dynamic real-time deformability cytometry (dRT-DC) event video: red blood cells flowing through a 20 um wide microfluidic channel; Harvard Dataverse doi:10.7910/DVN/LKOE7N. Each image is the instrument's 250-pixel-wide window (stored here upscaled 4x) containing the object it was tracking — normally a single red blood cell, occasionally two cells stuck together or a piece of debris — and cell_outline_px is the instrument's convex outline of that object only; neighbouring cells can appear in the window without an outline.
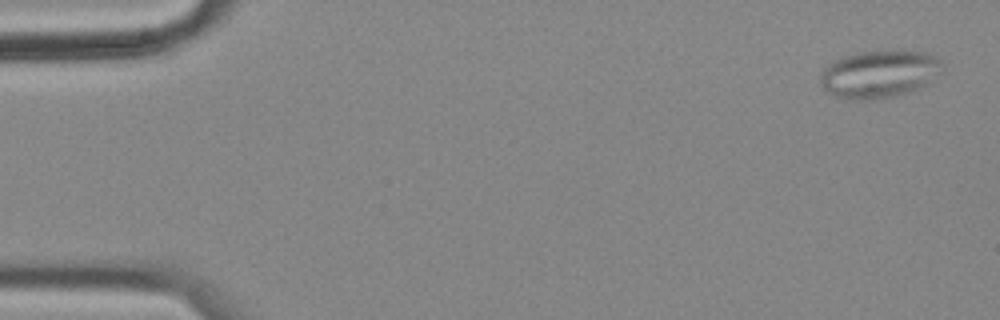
{"species": "common noctule bat (a hibernating species)", "species_latin": "Nyctalus noctula", "temperature_condition": "cold", "stored_images_in_passage": 56, "camera_frame_rate_fps": 3000, "um_per_image_px": 0.085, "animal": {"sex": "female", "body_mass_g": 18.4}, "frame": {"image": 1, "passage_image": 2, "time_ms": 0.333, "image_size_px": [1000, 320], "cell_outline_px": [[944, 68], [940, 72], [920, 88], [908, 92], [892, 96], [864, 100], [856, 100], [836, 96], [828, 92], [820, 84], [820, 72], [828, 64], [844, 56], [856, 52], [928, 52], [936, 56], [944, 64]], "centroid_in_image_um": [74.72, 6.3], "position_along_channel_um": 10.3, "area_um2": 33.35}}
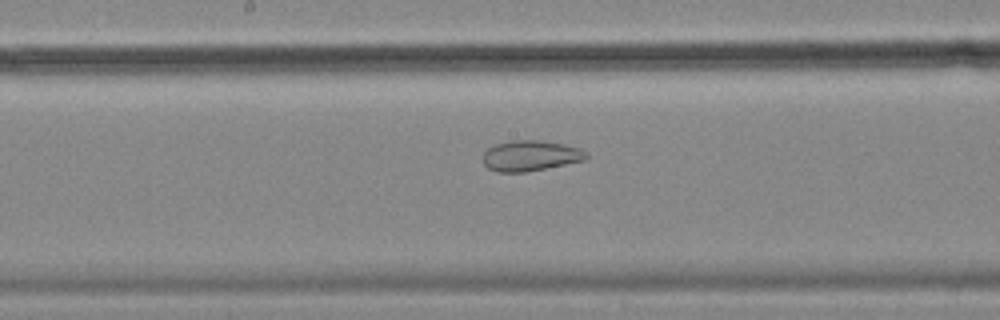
{"frame": {"image": 2, "passage_image": 29, "time_ms": 9.333, "image_size_px": [1000, 320], "cell_outline_px": [[588, 156], [584, 160], [524, 172], [496, 172], [488, 168], [484, 164], [484, 152], [488, 148], [496, 144], [512, 140], [540, 140], [564, 144], [580, 148], [588, 152]], "centroid_in_image_um": [45.09, 13.23], "position_along_channel_um": 203.1, "area_um2": 18.26}}
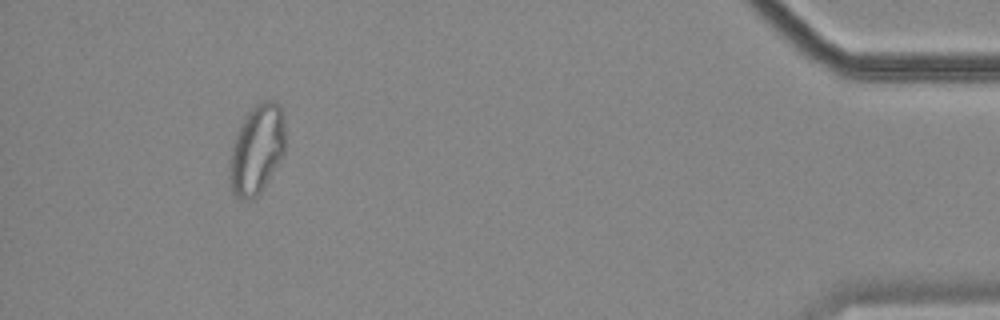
{"frame": {"image": 3, "passage_image": 52, "time_ms": 17.0, "image_size_px": [1000, 320], "cell_outline_px": [[284, 156], [260, 192], [256, 196], [244, 200], [236, 196], [232, 192], [228, 176], [232, 144], [236, 132], [244, 116], [256, 104], [264, 100], [276, 100], [280, 104], [284, 116]], "centroid_in_image_um": [21.83, 12.67], "position_along_channel_um": 413.4, "area_um2": 29.3}, "authors_computed_cell_mechanics": {"area_um2": 26.7325, "velocity_mm_per_s": 3.5546, "shape_relaxation_time_tau1_ms": null, "shape_relaxation_time_tau2_ms": 2.0441, "deformation_change_tau1": null, "deformation_change_tau2": 0.0766}}